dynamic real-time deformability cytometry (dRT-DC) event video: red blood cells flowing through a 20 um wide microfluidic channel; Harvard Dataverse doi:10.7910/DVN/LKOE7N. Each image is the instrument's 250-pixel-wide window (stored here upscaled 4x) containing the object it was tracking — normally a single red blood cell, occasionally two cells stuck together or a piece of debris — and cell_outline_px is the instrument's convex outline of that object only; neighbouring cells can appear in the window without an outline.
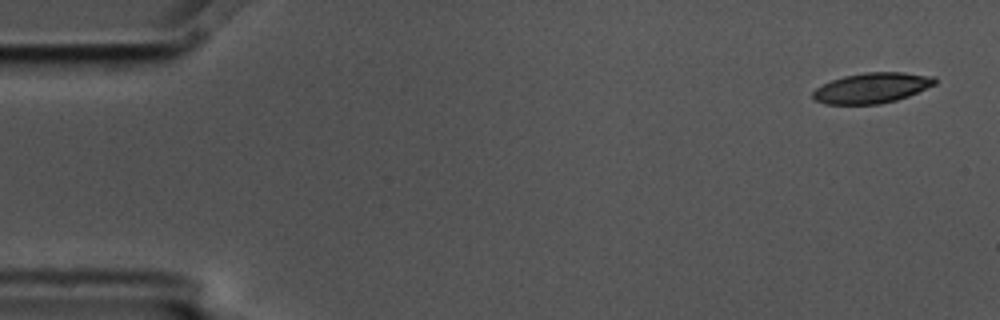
{"species": "common noctule bat (a hibernating species)", "species_latin": "Nyctalus noctula", "temperature_condition": "cold", "stored_images_in_passage": 5, "camera_frame_rate_fps": 3000, "um_per_image_px": 0.085, "animal": {"sex": "male", "body_mass_g": 17.5, "forearm_length_mm": 52.3}, "frame": {"image": 1, "passage_image": 1, "time_ms": 0.0, "image_size_px": [1000, 320], "cell_outline_px": [[936, 84], [908, 96], [896, 100], [880, 104], [824, 104], [816, 100], [812, 96], [812, 92], [816, 88], [832, 80], [844, 76], [864, 72], [904, 72], [936, 76]], "centroid_in_image_um": [74.13, 7.47], "position_along_channel_um": 10.9, "area_um2": 21.62}}
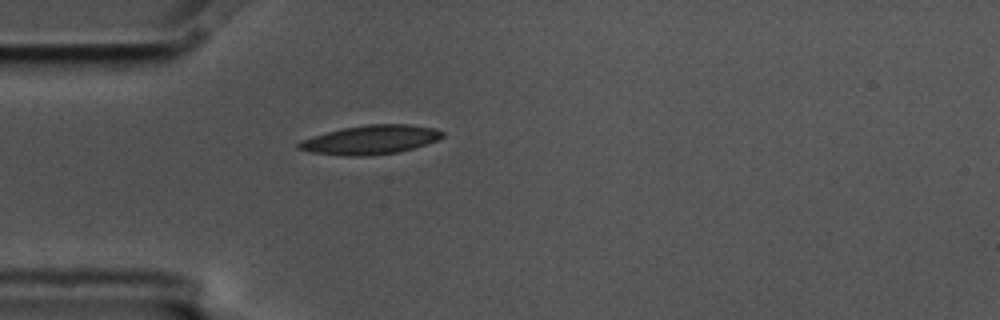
{"frame": {"image": 2, "passage_image": 5, "time_ms": 1.333, "image_size_px": [1000, 320], "cell_outline_px": [[444, 136], [428, 144], [396, 152], [368, 156], [344, 156], [312, 152], [296, 148], [296, 144], [300, 140], [312, 136], [344, 128], [368, 124], [408, 124], [436, 128], [444, 132]], "centroid_in_image_um": [31.49, 11.88], "position_along_channel_um": 53.5, "area_um2": 24.28}}